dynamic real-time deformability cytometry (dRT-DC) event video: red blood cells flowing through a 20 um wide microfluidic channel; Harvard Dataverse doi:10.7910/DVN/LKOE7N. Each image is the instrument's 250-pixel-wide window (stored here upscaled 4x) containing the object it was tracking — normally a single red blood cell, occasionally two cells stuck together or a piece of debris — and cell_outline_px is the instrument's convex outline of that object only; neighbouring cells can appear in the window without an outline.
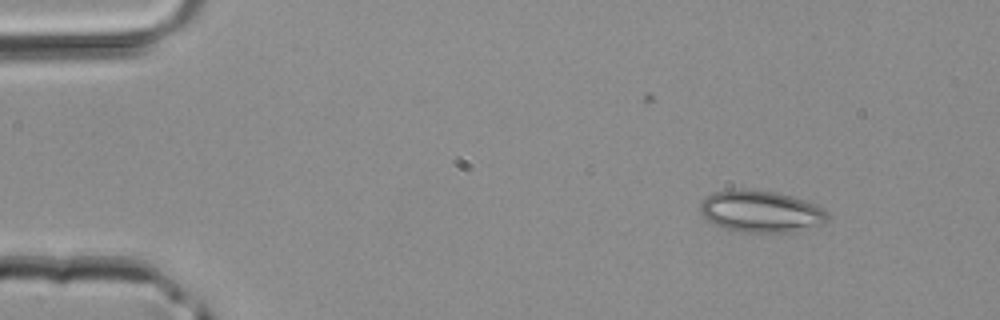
{"species": "common noctule bat (a hibernating species)", "species_latin": "Nyctalus noctula", "temperature_condition": "room temperature", "stored_images_in_passage": 3, "camera_frame_rate_fps": 3000, "um_per_image_px": 0.085, "animal": {"sex": "male", "body_mass_g": 20.4}, "frame": {"image": 1, "passage_image": 1, "time_ms": 0.0, "image_size_px": [1000, 320], "cell_outline_px": [[828, 220], [824, 224], [792, 232], [748, 232], [728, 228], [716, 224], [708, 220], [700, 212], [700, 204], [708, 196], [716, 192], [732, 188], [740, 188], [776, 192], [792, 196], [804, 200], [828, 212]], "centroid_in_image_um": [64.7, 17.96], "position_along_channel_um": 20.3, "area_um2": 30.69}}